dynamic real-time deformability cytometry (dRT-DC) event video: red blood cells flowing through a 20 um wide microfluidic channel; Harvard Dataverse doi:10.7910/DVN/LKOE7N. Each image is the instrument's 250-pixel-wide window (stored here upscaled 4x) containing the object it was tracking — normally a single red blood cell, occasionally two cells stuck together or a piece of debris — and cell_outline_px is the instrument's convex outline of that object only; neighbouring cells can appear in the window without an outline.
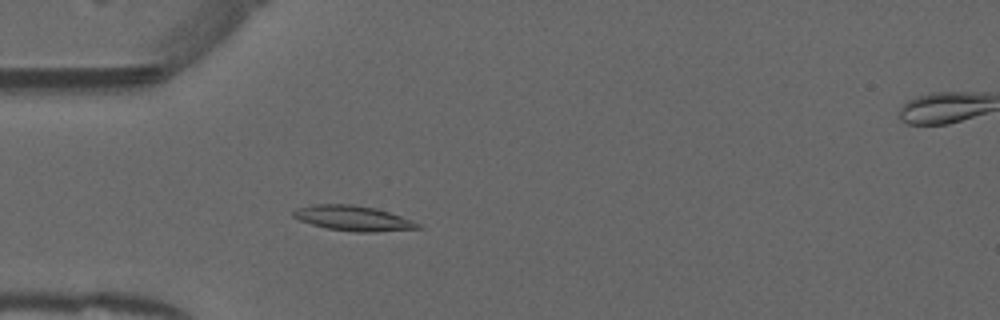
{"species": "common noctule bat (a hibernating species)", "species_latin": "Nyctalus noctula", "temperature_condition": "warm", "stored_images_in_passage": 52, "camera_frame_rate_fps": 3000, "um_per_image_px": 0.085, "animal": {"sex": "male", "forearm_length_mm": 52.5}, "frame": {"image": 1, "passage_image": 15, "time_ms": 4.667, "image_size_px": [1000, 320], "cell_outline_px": [[424, 228], [376, 232], [356, 232], [328, 228], [312, 224], [300, 220], [292, 216], [292, 212], [296, 208], [312, 204], [352, 204], [376, 208], [412, 220], [420, 224]], "centroid_in_image_um": [30.02, 18.55], "position_along_channel_um": 55.0, "area_um2": 18.21}}
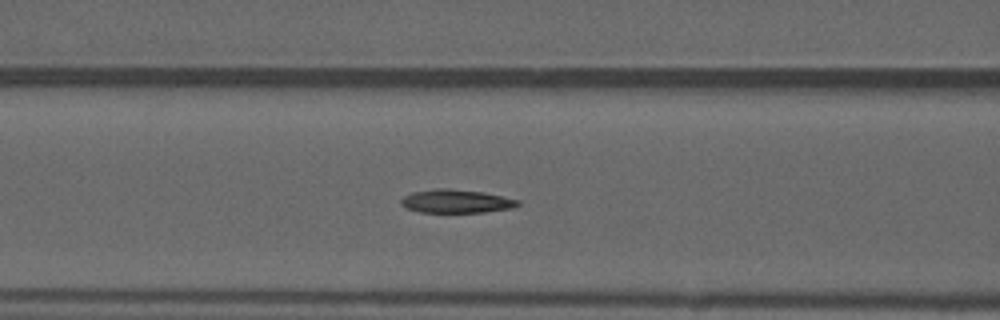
{"frame": {"image": 2, "passage_image": 21, "time_ms": 6.667, "image_size_px": [1000, 320], "cell_outline_px": [[520, 204], [512, 208], [484, 212], [420, 212], [408, 208], [400, 204], [400, 200], [404, 196], [412, 192], [436, 188], [448, 188], [484, 192], [520, 200]], "centroid_in_image_um": [38.78, 17.1], "position_along_channel_um": 127.8, "area_um2": 15.95}}
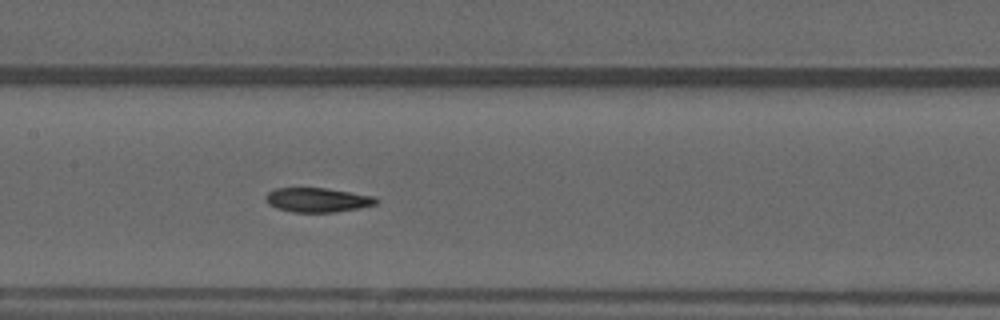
{"frame": {"image": 3, "passage_image": 25, "time_ms": 8.0, "image_size_px": [1000, 320], "cell_outline_px": [[380, 200], [376, 204], [360, 208], [336, 212], [292, 212], [276, 208], [268, 204], [264, 200], [264, 196], [268, 192], [276, 188], [324, 188], [376, 196]], "centroid_in_image_um": [26.99, 17.0], "position_along_channel_um": 180.4, "area_um2": 15.84}, "authors_computed_cell_mechanics": {"area_um2": 16.184, "velocity_mm_per_s": 3.9551, "shape_relaxation_time_tau1_ms": null, "shape_relaxation_time_tau2_ms": 3.3544, "deformation_change_tau1": null, "deformation_change_tau2": 0.0717}}